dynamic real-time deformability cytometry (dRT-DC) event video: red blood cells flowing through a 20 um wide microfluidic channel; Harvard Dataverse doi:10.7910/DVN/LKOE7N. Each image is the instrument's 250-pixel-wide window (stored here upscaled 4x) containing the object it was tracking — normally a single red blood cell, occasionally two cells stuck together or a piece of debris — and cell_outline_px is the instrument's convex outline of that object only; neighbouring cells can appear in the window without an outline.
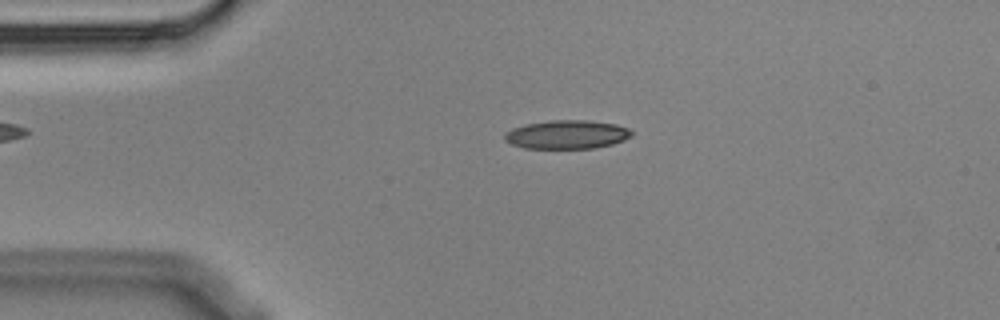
{"species": "Egyptian fruit bat (a non-hibernating species)", "species_latin": "Rousettus aegyptiacus", "temperature_condition": "cold", "stored_images_in_passage": 4, "camera_frame_rate_fps": 3000, "um_per_image_px": 0.085, "animal": {"sex": "male"}, "frame": {"image": 1, "passage_image": 3, "time_ms": 0.667, "image_size_px": [1000, 320], "cell_outline_px": [[632, 136], [624, 140], [612, 144], [596, 148], [524, 148], [512, 144], [504, 140], [504, 132], [512, 128], [524, 124], [552, 120], [588, 120], [616, 124], [628, 128], [632, 132]], "centroid_in_image_um": [48.17, 11.43], "position_along_channel_um": 36.8, "area_um2": 21.33}}